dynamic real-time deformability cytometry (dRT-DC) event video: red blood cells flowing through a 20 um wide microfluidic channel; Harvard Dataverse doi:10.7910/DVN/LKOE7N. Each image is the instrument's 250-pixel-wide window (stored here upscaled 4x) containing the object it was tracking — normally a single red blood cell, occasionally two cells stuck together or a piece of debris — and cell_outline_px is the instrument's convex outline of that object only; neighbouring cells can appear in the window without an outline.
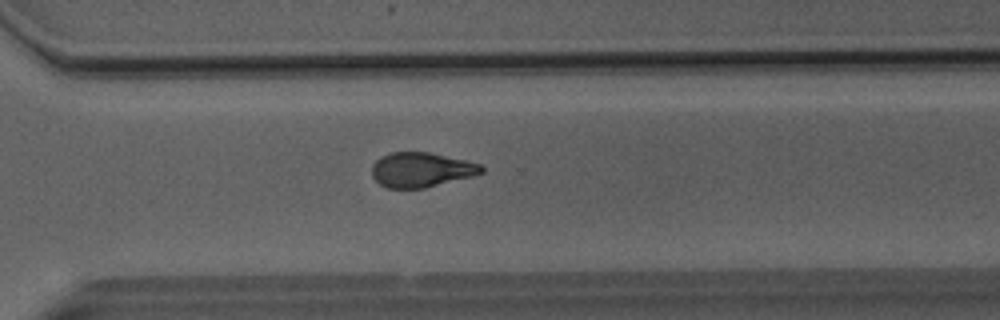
{"species": "Egyptian fruit bat (a non-hibernating species)", "species_latin": "Rousettus aegyptiacus", "temperature_condition": "room temperature", "stored_images_in_passage": 45, "camera_frame_rate_fps": 3000, "um_per_image_px": 0.085, "animal": {"sex": "male"}, "frame": {"image": 1, "passage_image": 31, "time_ms": 10.0, "image_size_px": [1000, 320], "cell_outline_px": [[484, 172], [472, 176], [424, 188], [388, 188], [380, 184], [372, 176], [372, 164], [380, 156], [392, 152], [428, 152], [468, 160], [480, 164], [484, 168]], "centroid_in_image_um": [35.8, 14.42], "position_along_channel_um": 334.8, "area_um2": 22.2}}
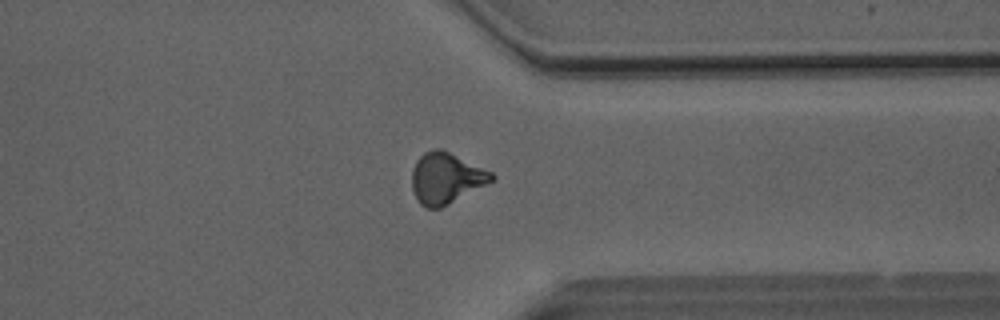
{"frame": {"image": 2, "passage_image": 34, "time_ms": 11.0, "image_size_px": [1000, 320], "cell_outline_px": [[496, 176], [488, 184], [440, 208], [424, 208], [420, 204], [412, 188], [412, 168], [416, 160], [424, 152], [436, 148], [440, 148], [492, 172]], "centroid_in_image_um": [37.9, 15.14], "position_along_channel_um": 373.5, "area_um2": 23.52}}
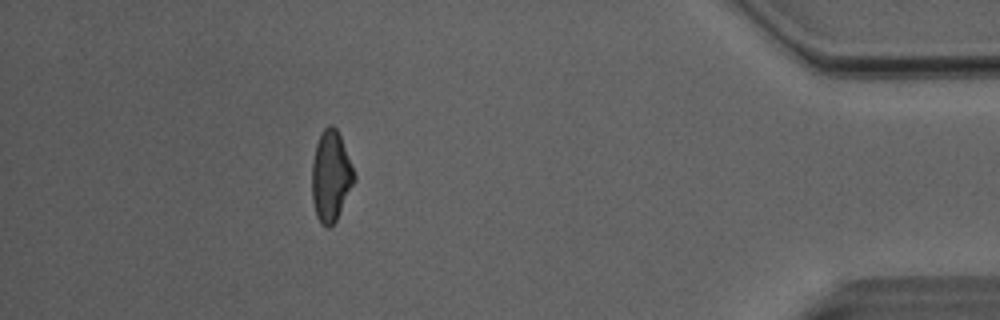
{"frame": {"image": 3, "passage_image": 40, "time_ms": 13.0, "image_size_px": [1000, 320], "cell_outline_px": [[356, 180], [336, 220], [328, 228], [324, 228], [320, 224], [316, 216], [312, 200], [312, 164], [316, 144], [324, 128], [328, 124], [332, 124], [336, 128], [340, 136], [356, 176]], "centroid_in_image_um": [28.11, 15.0], "position_along_channel_um": 407.1, "area_um2": 22.31}, "authors_computed_cell_mechanics": {"area_um2": 22.9466, "velocity_mm_per_s": 4.09, "shape_relaxation_time_tau1_ms": 6.9508, "shape_relaxation_time_tau2_ms": 2.4358, "deformation_change_tau1": 0.2144, "deformation_change_tau2": 0.107}}